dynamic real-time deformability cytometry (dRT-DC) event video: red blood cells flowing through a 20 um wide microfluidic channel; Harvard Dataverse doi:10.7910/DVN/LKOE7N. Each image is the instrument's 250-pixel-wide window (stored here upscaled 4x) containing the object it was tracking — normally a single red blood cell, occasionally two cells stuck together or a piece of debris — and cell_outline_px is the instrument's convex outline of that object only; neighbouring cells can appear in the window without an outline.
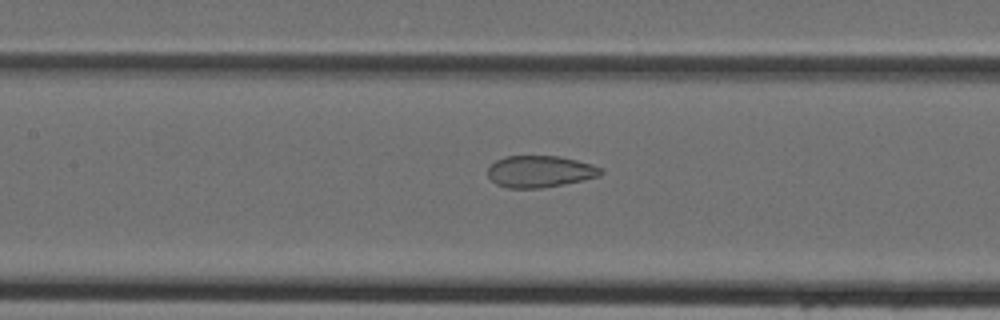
{"species": "Egyptian fruit bat (a non-hibernating species)", "species_latin": "Rousettus aegyptiacus", "temperature_condition": "cold", "stored_images_in_passage": 31, "camera_frame_rate_fps": 3000, "um_per_image_px": 0.085, "animal": {"sex": "female"}, "frame": {"image": 1, "passage_image": 12, "time_ms": 3.667, "image_size_px": [1000, 320], "cell_outline_px": [[604, 172], [600, 176], [564, 184], [540, 188], [508, 188], [496, 184], [488, 176], [488, 168], [496, 160], [504, 156], [560, 156], [592, 164], [604, 168]], "centroid_in_image_um": [45.92, 14.57], "position_along_channel_um": 161.5, "area_um2": 20.98}}
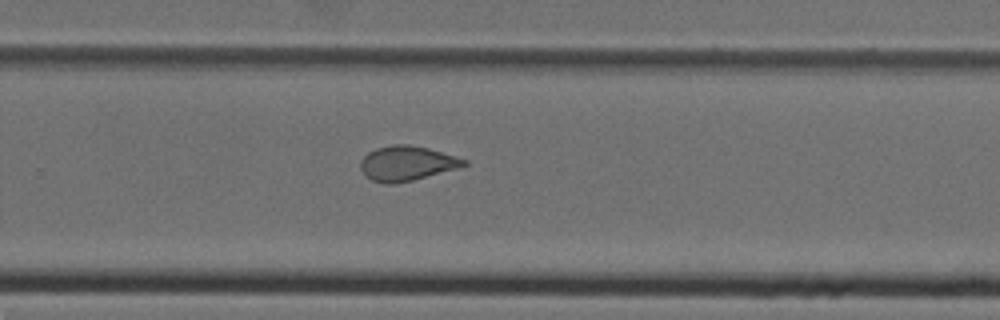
{"frame": {"image": 2, "passage_image": 21, "time_ms": 6.667, "image_size_px": [1000, 320], "cell_outline_px": [[468, 164], [460, 168], [396, 184], [384, 184], [372, 180], [364, 176], [360, 168], [360, 160], [368, 152], [376, 148], [392, 144], [408, 144], [428, 148], [468, 160]], "centroid_in_image_um": [34.56, 13.89], "position_along_channel_um": 295.2, "area_um2": 21.15}}
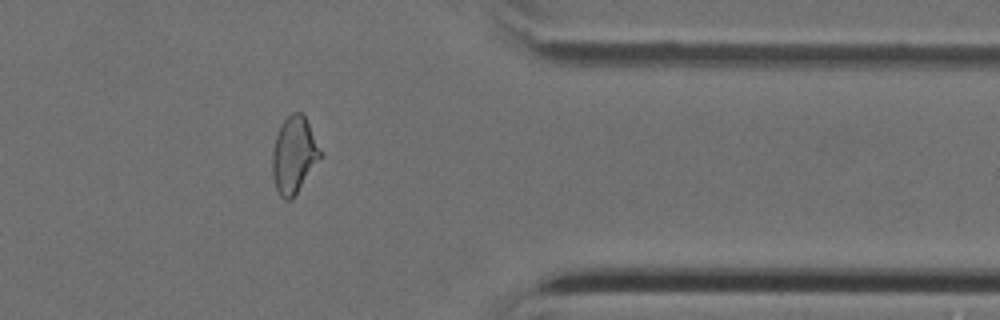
{"frame": {"image": 3, "passage_image": 28, "time_ms": 9.0, "image_size_px": [1000, 320], "cell_outline_px": [[320, 156], [292, 200], [284, 200], [280, 196], [276, 188], [272, 176], [272, 152], [276, 136], [284, 120], [292, 112], [300, 112], [304, 116], [308, 124], [320, 152]], "centroid_in_image_um": [24.93, 13.2], "position_along_channel_um": 386.5, "area_um2": 20.63}}